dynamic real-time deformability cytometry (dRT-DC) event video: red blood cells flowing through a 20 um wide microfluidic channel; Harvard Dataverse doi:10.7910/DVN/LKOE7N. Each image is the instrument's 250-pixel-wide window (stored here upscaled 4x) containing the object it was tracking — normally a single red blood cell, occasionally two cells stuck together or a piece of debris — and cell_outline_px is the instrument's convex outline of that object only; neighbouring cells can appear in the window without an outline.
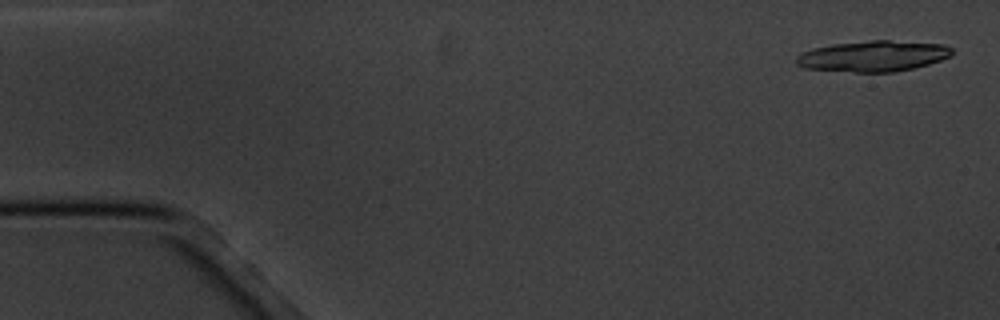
{"species": "common noctule bat (a hibernating species)", "species_latin": "Nyctalus noctula", "temperature_condition": "cold", "stored_images_in_passage": 10, "camera_frame_rate_fps": 3000, "um_per_image_px": 0.085, "animal": {"sex": "male", "body_mass_g": 20.1, "forearm_length_mm": 53.5}, "frame": {"image": 1, "passage_image": 1, "time_ms": 0.0, "image_size_px": [1000, 320], "cell_outline_px": [[952, 56], [928, 64], [912, 68], [892, 72], [852, 72], [804, 68], [796, 64], [796, 56], [800, 52], [812, 48], [832, 44], [872, 40], [888, 40], [944, 44], [952, 48]], "centroid_in_image_um": [74.19, 4.76], "position_along_channel_um": 10.8, "area_um2": 28.09}}